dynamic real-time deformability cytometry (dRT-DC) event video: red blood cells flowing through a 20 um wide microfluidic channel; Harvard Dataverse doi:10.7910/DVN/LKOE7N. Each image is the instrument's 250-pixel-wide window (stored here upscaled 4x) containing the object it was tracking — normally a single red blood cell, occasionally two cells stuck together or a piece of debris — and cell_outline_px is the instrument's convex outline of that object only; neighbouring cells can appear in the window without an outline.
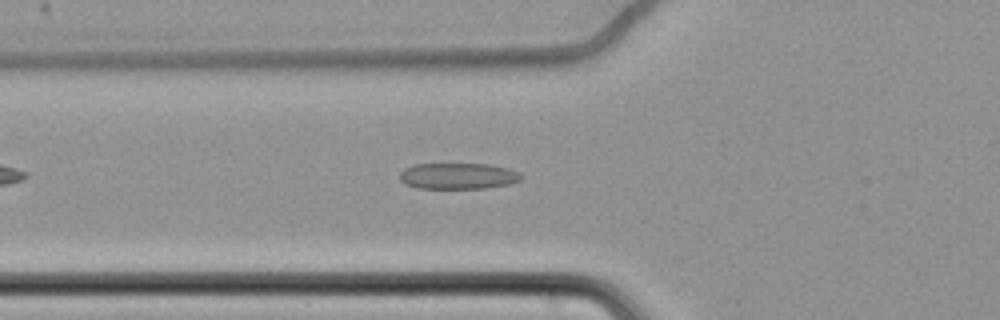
{"species": "common noctule bat (a hibernating species)", "species_latin": "Nyctalus noctula", "temperature_condition": "cold", "stored_images_in_passage": 47, "camera_frame_rate_fps": 3000, "um_per_image_px": 0.085, "animal": {"sex": "female", "body_mass_g": 22.7, "forearm_length_mm": 54.2}, "frame": {"image": 1, "passage_image": 9, "time_ms": 2.667, "image_size_px": [1000, 320], "cell_outline_px": [[524, 176], [520, 180], [508, 184], [484, 188], [416, 188], [404, 184], [400, 180], [400, 172], [404, 168], [416, 164], [488, 164], [508, 168], [520, 172]], "centroid_in_image_um": [38.93, 14.96], "position_along_channel_um": 86.9, "area_um2": 18.55}}
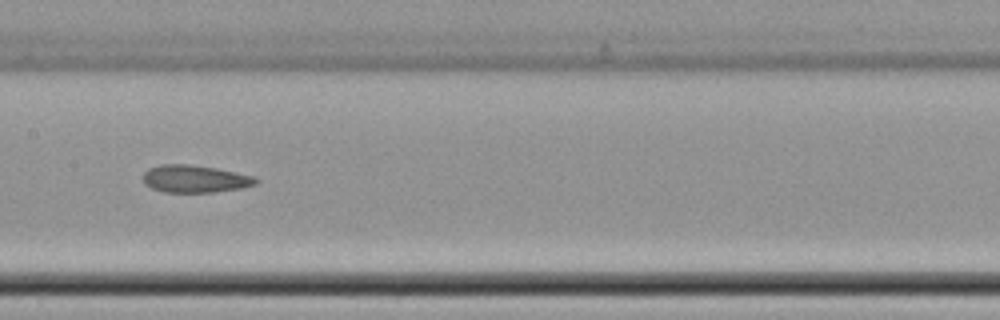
{"frame": {"image": 2, "passage_image": 18, "time_ms": 5.667, "image_size_px": [1000, 320], "cell_outline_px": [[260, 180], [256, 184], [240, 188], [216, 192], [164, 192], [152, 188], [144, 184], [144, 172], [148, 168], [160, 164], [188, 164], [216, 168], [252, 176]], "centroid_in_image_um": [16.54, 15.2], "position_along_channel_um": 190.9, "area_um2": 17.98}}
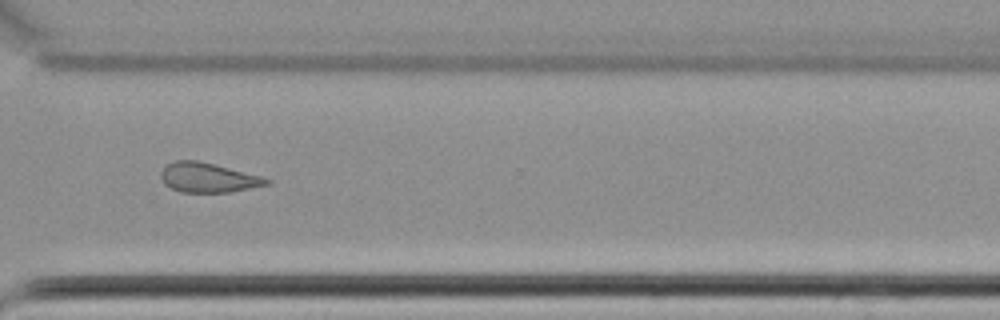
{"frame": {"image": 3, "passage_image": 32, "time_ms": 10.333, "image_size_px": [1000, 320], "cell_outline_px": [[272, 180], [268, 184], [228, 192], [180, 192], [164, 184], [160, 176], [160, 172], [168, 164], [176, 160], [196, 160], [260, 176]], "centroid_in_image_um": [17.63, 15.1], "position_along_channel_um": 353.0, "area_um2": 17.8}, "authors_computed_cell_mechanics": {"area_um2": 18.7272, "velocity_mm_per_s": 3.4643, "shape_relaxation_time_tau1_ms": null, "shape_relaxation_time_tau2_ms": 3.0449, "deformation_change_tau1": null, "deformation_change_tau2": 0.1051}}